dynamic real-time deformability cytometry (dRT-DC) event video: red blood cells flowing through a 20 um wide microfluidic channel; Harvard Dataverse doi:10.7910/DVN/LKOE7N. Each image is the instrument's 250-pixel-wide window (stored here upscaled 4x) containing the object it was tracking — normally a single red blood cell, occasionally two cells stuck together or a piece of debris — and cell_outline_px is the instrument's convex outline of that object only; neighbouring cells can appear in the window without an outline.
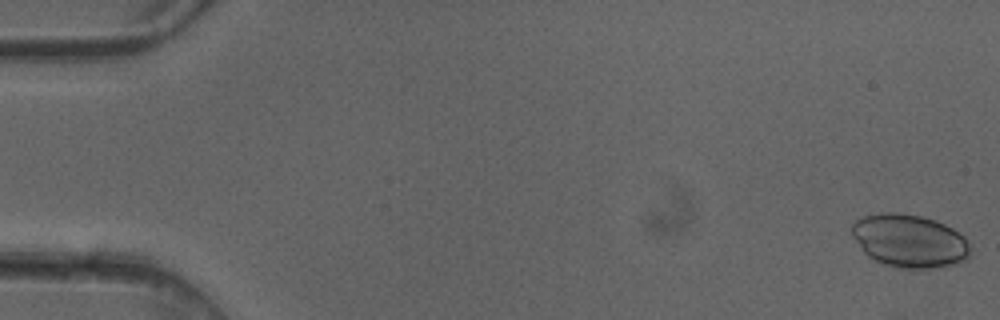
{"species": "common noctule bat (a hibernating species)", "species_latin": "Nyctalus noctula", "temperature_condition": "cold", "stored_images_in_passage": 5, "camera_frame_rate_fps": 3000, "um_per_image_px": 0.085, "animal": {"sex": "female"}, "frame": {"image": 1, "passage_image": 1, "time_ms": 0.0, "image_size_px": [1000, 320], "cell_outline_px": [[972, 248], [968, 260], [940, 268], [900, 268], [884, 264], [868, 256], [860, 248], [852, 236], [852, 224], [856, 220], [864, 216], [880, 212], [896, 212], [920, 216], [936, 220], [952, 228], [964, 236]], "centroid_in_image_um": [77.33, 20.48], "position_along_channel_um": 7.7, "area_um2": 36.99}}